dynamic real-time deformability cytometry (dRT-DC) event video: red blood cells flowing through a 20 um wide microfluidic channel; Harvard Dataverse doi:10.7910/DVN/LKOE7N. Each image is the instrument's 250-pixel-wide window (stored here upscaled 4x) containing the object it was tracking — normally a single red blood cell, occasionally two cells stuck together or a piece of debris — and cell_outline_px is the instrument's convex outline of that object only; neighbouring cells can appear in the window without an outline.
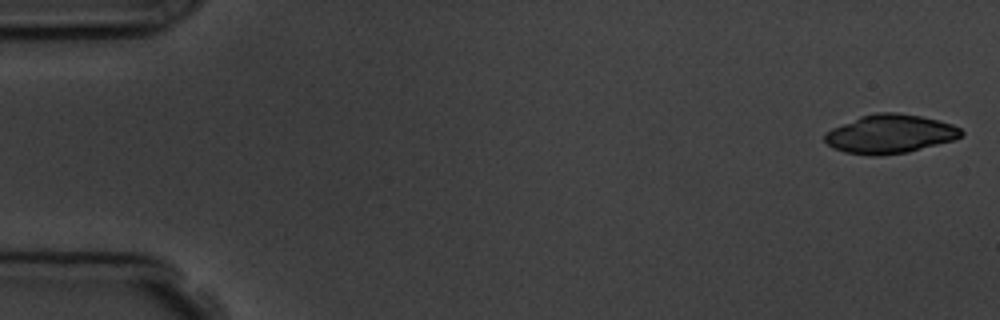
{"species": "common noctule bat (a hibernating species)", "species_latin": "Nyctalus noctula", "temperature_condition": "room temperature", "stored_images_in_passage": 6, "camera_frame_rate_fps": 3000, "um_per_image_px": 0.085, "animal": {"sex": "male", "body_mass_g": 19.5, "forearm_length_mm": 54.6}, "frame": {"image": 1, "passage_image": 1, "time_ms": 0.0, "image_size_px": [1000, 320], "cell_outline_px": [[964, 132], [956, 140], [908, 152], [876, 156], [872, 156], [844, 152], [832, 148], [824, 140], [824, 136], [832, 128], [860, 116], [876, 112], [896, 112], [920, 116], [940, 120], [952, 124], [960, 128]], "centroid_in_image_um": [75.67, 11.39], "position_along_channel_um": 9.3, "area_um2": 30.98}}